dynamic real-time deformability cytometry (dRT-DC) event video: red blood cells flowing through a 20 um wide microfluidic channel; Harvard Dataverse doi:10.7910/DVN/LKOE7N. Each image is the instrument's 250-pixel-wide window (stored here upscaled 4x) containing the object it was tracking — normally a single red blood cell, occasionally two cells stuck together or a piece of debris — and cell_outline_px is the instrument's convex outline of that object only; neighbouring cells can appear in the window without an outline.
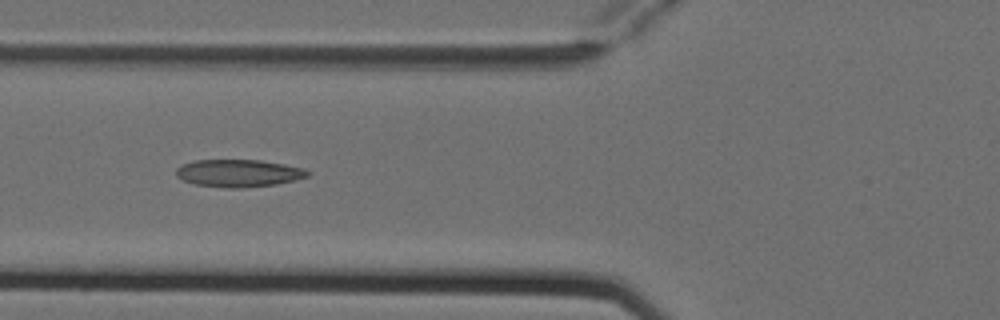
{"species": "Egyptian fruit bat (a non-hibernating species)", "species_latin": "Rousettus aegyptiacus", "temperature_condition": "cold", "stored_images_in_passage": 8, "camera_frame_rate_fps": 3000, "um_per_image_px": 0.085, "animal": {"sex": "female"}, "frame": {"image": 1, "passage_image": 6, "time_ms": 1.667, "image_size_px": [1000, 320], "cell_outline_px": [[312, 172], [308, 176], [296, 180], [276, 184], [240, 188], [228, 188], [196, 184], [184, 180], [176, 176], [176, 168], [180, 164], [196, 160], [260, 160], [284, 164], [304, 168]], "centroid_in_image_um": [20.3, 14.71], "position_along_channel_um": 105.5, "area_um2": 21.1}}
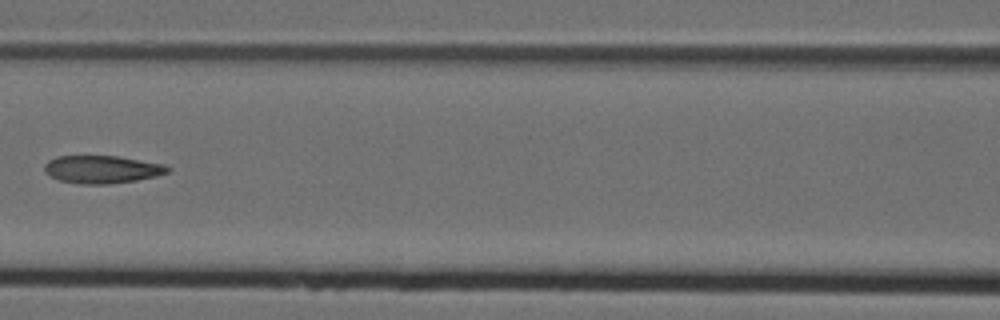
{"frame": {"image": 2, "passage_image": 7, "time_ms": 2.0, "image_size_px": [1000, 320], "cell_outline_px": [[172, 168], [168, 172], [156, 176], [136, 180], [108, 184], [80, 184], [60, 180], [44, 172], [44, 164], [48, 160], [56, 156], [120, 156], [164, 164]], "centroid_in_image_um": [8.68, 14.39], "position_along_channel_um": 157.9, "area_um2": 20.0}}
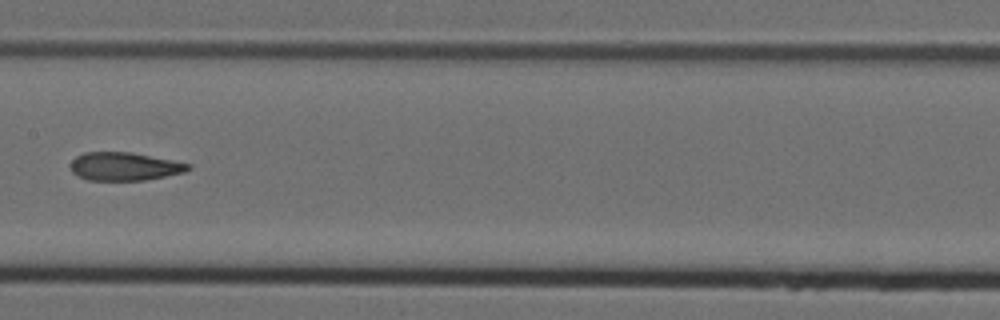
{"frame": {"image": 3, "passage_image": 8, "time_ms": 2.333, "image_size_px": [1000, 320], "cell_outline_px": [[192, 168], [184, 172], [144, 180], [88, 180], [72, 172], [68, 164], [76, 156], [84, 152], [132, 152], [192, 164]], "centroid_in_image_um": [10.56, 14.14], "position_along_channel_um": 196.8, "area_um2": 19.36}}